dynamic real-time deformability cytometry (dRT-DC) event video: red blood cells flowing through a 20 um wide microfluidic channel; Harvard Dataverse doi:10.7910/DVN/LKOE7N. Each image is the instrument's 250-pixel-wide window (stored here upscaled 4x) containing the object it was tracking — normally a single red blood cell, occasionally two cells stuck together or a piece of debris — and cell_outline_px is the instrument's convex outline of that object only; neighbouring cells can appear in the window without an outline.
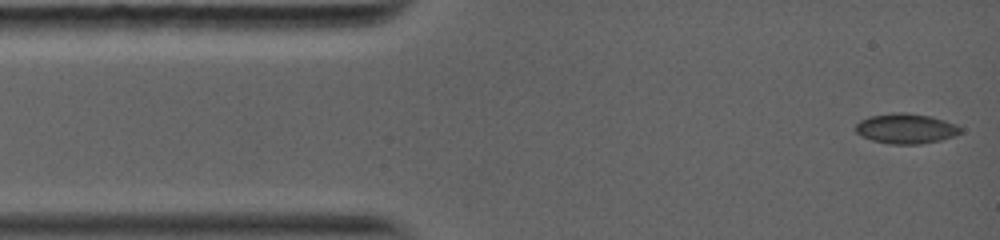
{"species": "common noctule bat (a hibernating species)", "species_latin": "Nyctalus noctula", "temperature_condition": "warm", "stored_images_in_passage": 61, "camera_frame_rate_fps": 5000, "um_per_image_px": 0.085, "animal": {"sex": "female", "body_mass_g": 19.0, "forearm_length_mm": 56.7}, "frame": {"image": 1, "passage_image": 1, "time_ms": 0.0, "image_size_px": [1000, 240], "cell_outline_px": [[960, 132], [952, 136], [940, 140], [920, 144], [888, 144], [872, 140], [860, 136], [856, 132], [856, 124], [860, 120], [868, 116], [892, 112], [904, 112], [932, 116], [956, 124], [960, 128]], "centroid_in_image_um": [76.95, 10.92], "position_along_channel_um": 8.0, "area_um2": 18.44}}
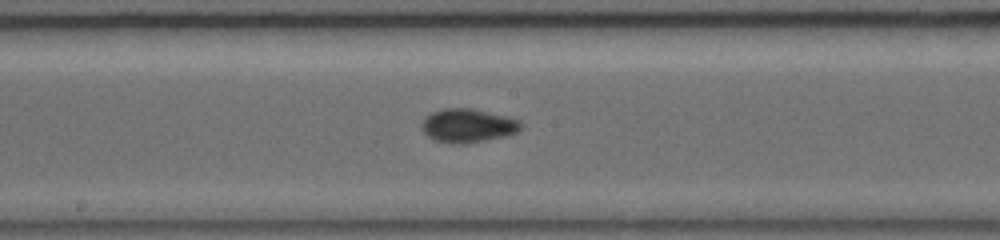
{"frame": {"image": 2, "passage_image": 37, "time_ms": 6.6, "image_size_px": [1000, 240], "cell_outline_px": [[524, 124], [516, 132], [508, 136], [464, 144], [452, 144], [432, 140], [420, 128], [420, 124], [424, 116], [432, 112], [444, 108], [472, 108], [508, 116], [520, 120]], "centroid_in_image_um": [39.75, 10.68], "position_along_channel_um": 208.5, "area_um2": 19.94}}
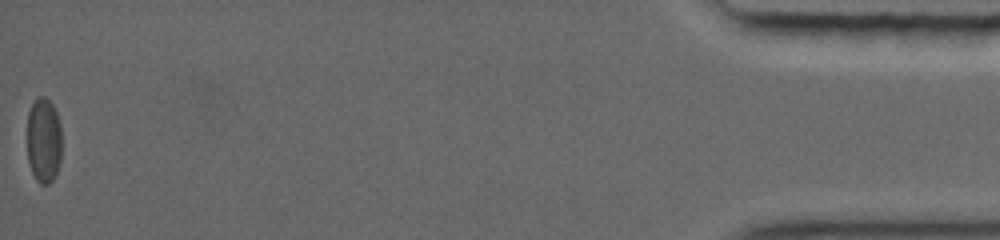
{"frame": {"image": 3, "passage_image": 61, "time_ms": 15.4, "image_size_px": [1000, 240], "cell_outline_px": [[60, 160], [56, 172], [52, 180], [48, 184], [40, 184], [36, 180], [32, 172], [28, 160], [28, 112], [36, 96], [44, 96], [52, 104], [56, 112], [60, 124]], "centroid_in_image_um": [3.7, 11.91], "position_along_channel_um": 431.5, "area_um2": 17.05}, "authors_computed_cell_mechanics": {"area_um2": 17.629, "velocity_mm_per_s": 4.1046, "shape_relaxation_time_tau1_ms": 3.1651, "shape_relaxation_time_tau2_ms": 3.0247, "deformation_change_tau1": 0.0709, "deformation_change_tau2": 0.0496}}